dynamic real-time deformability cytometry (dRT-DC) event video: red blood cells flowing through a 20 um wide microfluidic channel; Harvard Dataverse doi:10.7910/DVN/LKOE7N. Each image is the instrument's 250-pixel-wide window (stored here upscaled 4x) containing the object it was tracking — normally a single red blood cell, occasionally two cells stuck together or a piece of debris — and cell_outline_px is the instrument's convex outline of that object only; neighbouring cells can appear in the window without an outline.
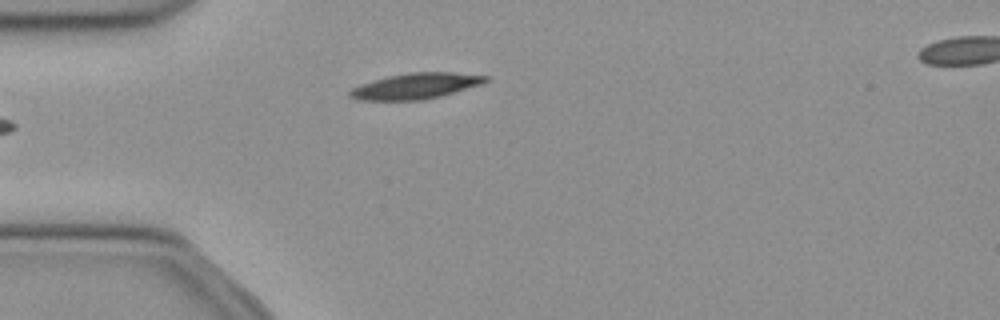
{"species": "common noctule bat (a hibernating species)", "species_latin": "Nyctalus noctula", "temperature_condition": "cold", "stored_images_in_passage": 34, "camera_frame_rate_fps": 3000, "um_per_image_px": 0.085, "animal": {"sex": "female", "body_mass_g": 21.9}, "frame": {"image": 1, "passage_image": 1, "time_ms": 0.0, "image_size_px": [1000, 320], "cell_outline_px": [[488, 80], [480, 84], [440, 96], [424, 100], [356, 100], [348, 96], [348, 92], [352, 88], [360, 84], [372, 80], [388, 76], [408, 72], [452, 72], [488, 76]], "centroid_in_image_um": [35.27, 7.31], "position_along_channel_um": 49.7, "area_um2": 20.35}}
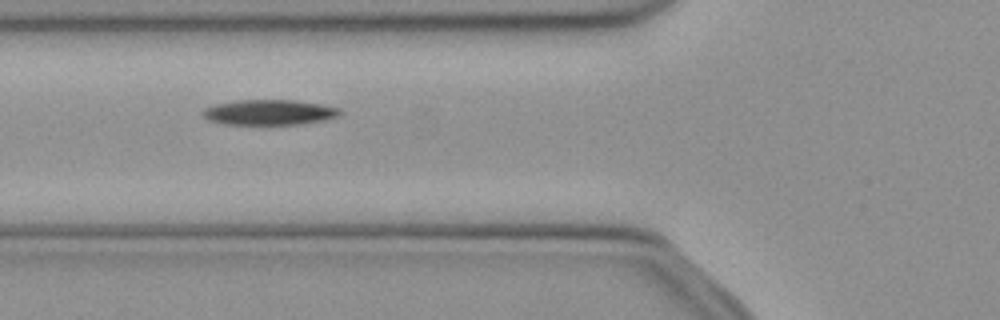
{"frame": {"image": 2, "passage_image": 6, "time_ms": 1.667, "image_size_px": [1000, 320], "cell_outline_px": [[344, 112], [340, 116], [324, 120], [296, 124], [224, 124], [208, 120], [204, 116], [204, 108], [216, 104], [240, 100], [296, 100], [320, 104], [340, 108]], "centroid_in_image_um": [22.94, 9.54], "position_along_channel_um": 102.9, "area_um2": 20.11}, "authors_computed_cell_mechanics": {"area_um2": 20.4034, "velocity_mm_per_s": 3.9085, "shape_relaxation_time_tau1_ms": 3.1879, "shape_relaxation_time_tau2_ms": null, "deformation_change_tau1": 0.118, "deformation_change_tau2": null}}